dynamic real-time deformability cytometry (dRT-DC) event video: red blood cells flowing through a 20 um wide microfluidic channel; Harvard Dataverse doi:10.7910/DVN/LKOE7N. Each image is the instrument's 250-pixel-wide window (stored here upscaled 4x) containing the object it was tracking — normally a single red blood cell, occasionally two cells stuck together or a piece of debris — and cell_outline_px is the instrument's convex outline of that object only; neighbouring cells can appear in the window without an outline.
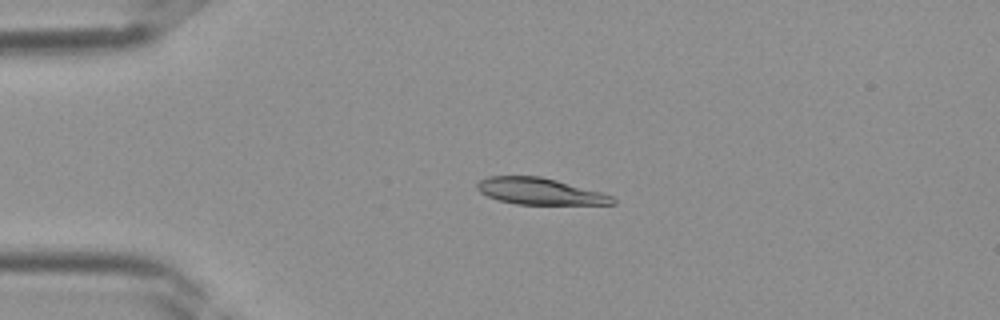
{"species": "Egyptian fruit bat (a non-hibernating species)", "species_latin": "Rousettus aegyptiacus", "temperature_condition": "room temperature", "stored_images_in_passage": 38, "camera_frame_rate_fps": 3000, "um_per_image_px": 0.085, "frame": {"image": 1, "passage_image": 9, "time_ms": 2.667, "image_size_px": [1000, 320], "cell_outline_px": [[616, 204], [516, 204], [500, 200], [488, 196], [480, 192], [476, 188], [476, 184], [480, 180], [488, 176], [540, 176], [556, 180], [600, 192], [612, 196], [616, 200]], "centroid_in_image_um": [45.86, 16.26], "position_along_channel_um": 39.1, "area_um2": 20.69}}
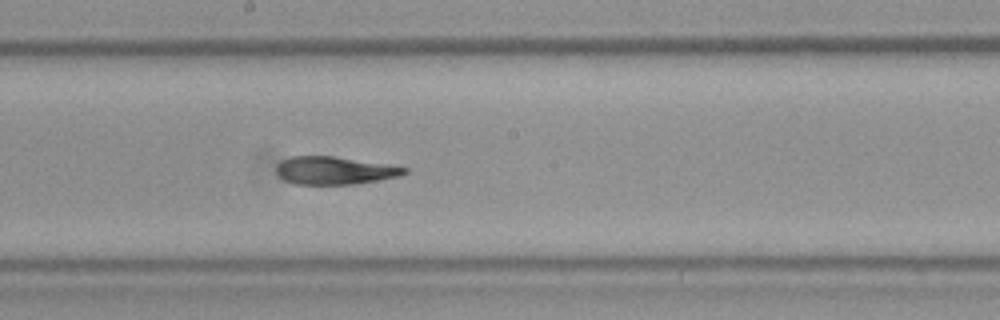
{"frame": {"image": 2, "passage_image": 21, "time_ms": 6.667, "image_size_px": [1000, 320], "cell_outline_px": [[408, 172], [400, 176], [380, 180], [356, 184], [296, 184], [284, 180], [276, 172], [276, 164], [280, 160], [292, 156], [332, 156], [392, 164], [408, 168]], "centroid_in_image_um": [28.47, 14.48], "position_along_channel_um": 219.7, "area_um2": 21.04}}
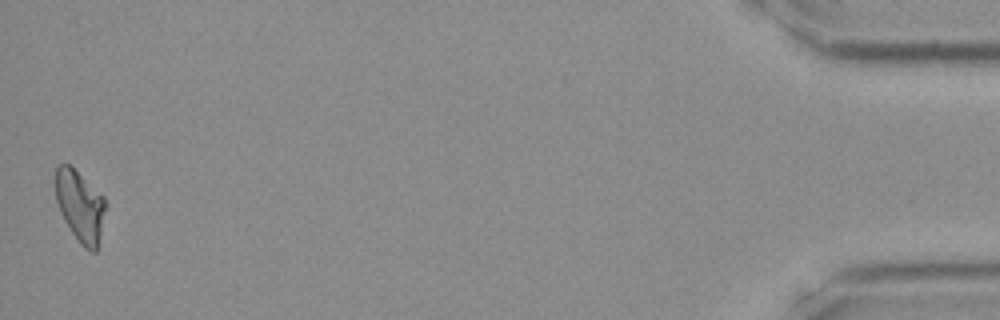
{"frame": {"image": 3, "passage_image": 38, "time_ms": 12.333, "image_size_px": [1000, 320], "cell_outline_px": [[104, 208], [100, 232], [96, 252], [92, 252], [84, 248], [80, 244], [64, 220], [56, 200], [56, 168], [60, 164], [68, 164], [104, 196]], "centroid_in_image_um": [6.78, 17.52], "position_along_channel_um": 428.4, "area_um2": 20.06}}